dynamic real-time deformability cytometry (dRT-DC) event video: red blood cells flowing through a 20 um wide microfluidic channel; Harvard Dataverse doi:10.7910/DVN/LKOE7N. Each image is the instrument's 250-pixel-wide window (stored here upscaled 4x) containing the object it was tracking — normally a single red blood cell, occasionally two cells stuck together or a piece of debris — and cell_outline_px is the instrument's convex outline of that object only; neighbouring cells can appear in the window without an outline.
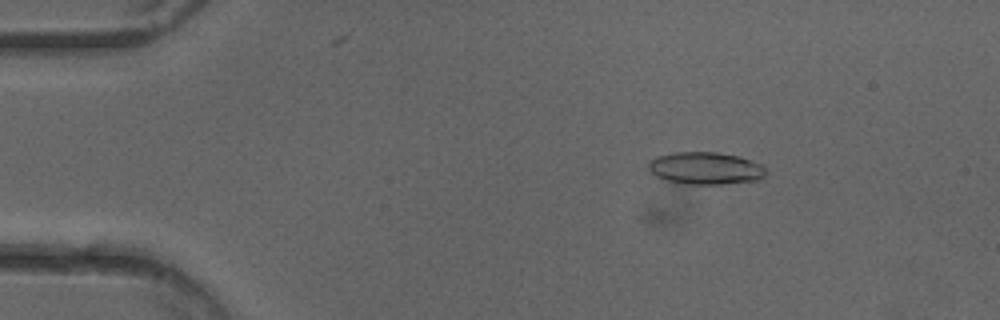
{"species": "common noctule bat (a hibernating species)", "species_latin": "Nyctalus noctula", "temperature_condition": "cold", "stored_images_in_passage": 13, "camera_frame_rate_fps": 3000, "um_per_image_px": 0.085, "animal": {"sex": "female"}, "frame": {"image": 1, "passage_image": 8, "time_ms": 2.333, "image_size_px": [1000, 320], "cell_outline_px": [[768, 172], [764, 176], [756, 180], [720, 184], [684, 184], [668, 180], [656, 176], [648, 168], [648, 164], [656, 156], [672, 152], [716, 152], [740, 156], [752, 160], [760, 164]], "centroid_in_image_um": [59.97, 14.29], "position_along_channel_um": 25.0, "area_um2": 22.08}}